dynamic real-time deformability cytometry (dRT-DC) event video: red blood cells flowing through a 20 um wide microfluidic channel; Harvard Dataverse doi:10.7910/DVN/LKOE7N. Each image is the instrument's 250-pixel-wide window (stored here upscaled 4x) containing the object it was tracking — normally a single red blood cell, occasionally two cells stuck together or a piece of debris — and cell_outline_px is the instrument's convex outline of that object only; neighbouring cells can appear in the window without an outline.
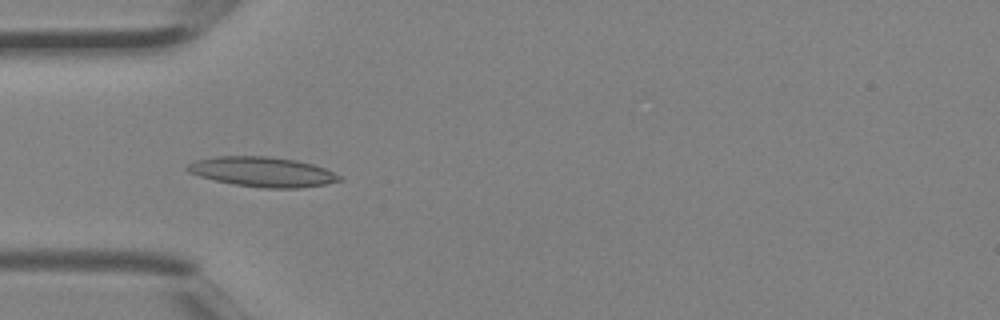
{"species": "Egyptian fruit bat (a non-hibernating species)", "species_latin": "Rousettus aegyptiacus", "temperature_condition": "room temperature", "stored_images_in_passage": 5, "camera_frame_rate_fps": 3000, "um_per_image_px": 0.085, "animal": {"sex": "female"}, "frame": {"image": 1, "passage_image": 4, "time_ms": 1.0, "image_size_px": [1000, 320], "cell_outline_px": [[344, 180], [324, 184], [300, 188], [264, 188], [236, 184], [216, 180], [200, 176], [188, 172], [184, 168], [188, 164], [196, 160], [216, 156], [268, 156], [296, 160], [312, 164], [324, 168], [340, 176]], "centroid_in_image_um": [22.3, 14.6], "position_along_channel_um": 62.7, "area_um2": 26.24}}
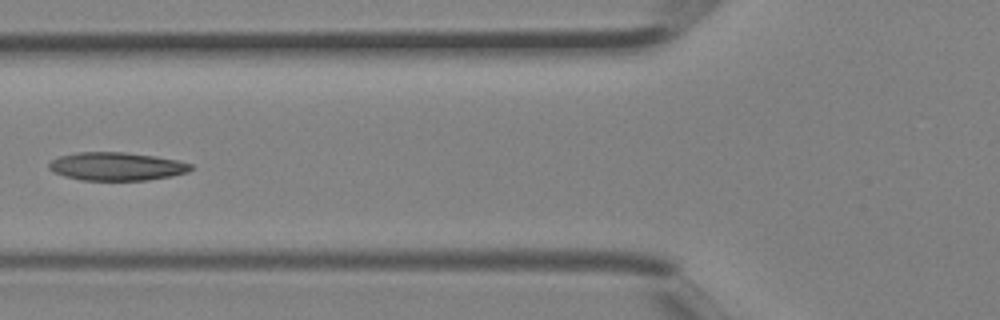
{"frame": {"image": 2, "passage_image": 5, "time_ms": 1.333, "image_size_px": [1000, 320], "cell_outline_px": [[196, 168], [188, 172], [172, 176], [148, 180], [80, 180], [64, 176], [52, 172], [48, 168], [48, 164], [52, 160], [60, 156], [76, 152], [124, 152], [156, 156], [176, 160], [192, 164]], "centroid_in_image_um": [9.92, 14.14], "position_along_channel_um": 115.9, "area_um2": 23.52}}